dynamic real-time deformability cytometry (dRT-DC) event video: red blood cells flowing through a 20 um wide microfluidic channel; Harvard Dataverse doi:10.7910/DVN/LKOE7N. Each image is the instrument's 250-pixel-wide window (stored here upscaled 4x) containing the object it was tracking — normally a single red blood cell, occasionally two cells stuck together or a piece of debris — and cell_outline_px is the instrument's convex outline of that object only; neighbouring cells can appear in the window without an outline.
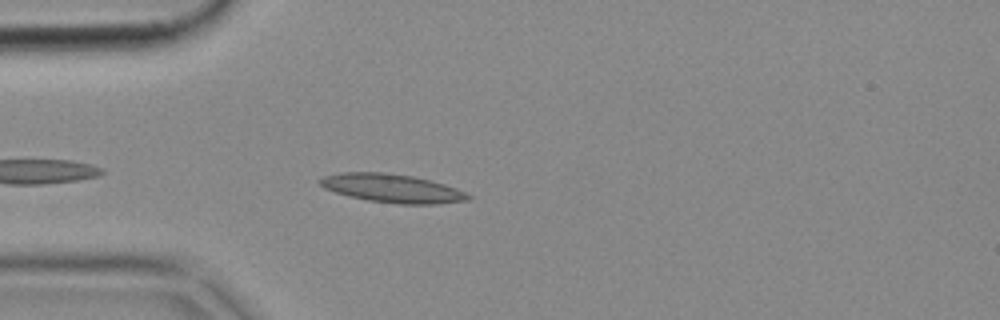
{"species": "common noctule bat (a hibernating species)", "species_latin": "Nyctalus noctula", "temperature_condition": "cold", "stored_images_in_passage": 15, "camera_frame_rate_fps": 3000, "um_per_image_px": 0.085, "animal": {"sex": "female", "body_mass_g": 18.4}, "frame": {"image": 1, "passage_image": 5, "time_ms": 1.333, "image_size_px": [1000, 320], "cell_outline_px": [[472, 200], [436, 204], [400, 204], [368, 200], [348, 196], [324, 188], [316, 180], [324, 176], [340, 172], [384, 172], [412, 176], [444, 184], [456, 188], [472, 196]], "centroid_in_image_um": [33.33, 16.0], "position_along_channel_um": 51.7, "area_um2": 24.62}}
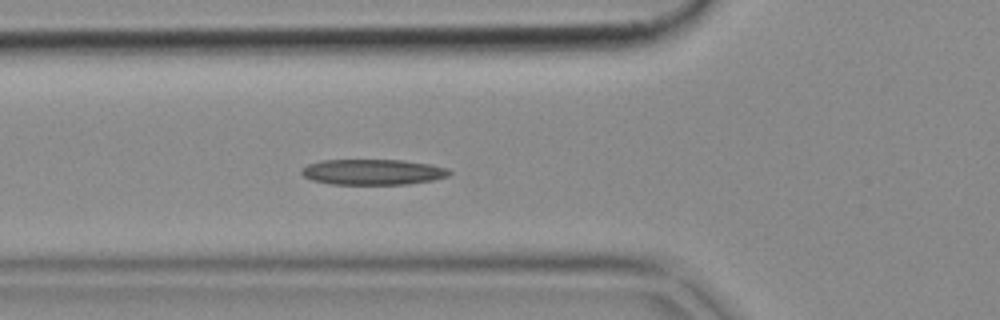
{"frame": {"image": 2, "passage_image": 9, "time_ms": 2.667, "image_size_px": [1000, 320], "cell_outline_px": [[452, 172], [448, 176], [432, 180], [408, 184], [332, 184], [312, 180], [304, 176], [300, 172], [300, 168], [308, 164], [320, 160], [400, 160], [428, 164], [448, 168]], "centroid_in_image_um": [31.66, 14.62], "position_along_channel_um": 94.1, "area_um2": 22.02}}